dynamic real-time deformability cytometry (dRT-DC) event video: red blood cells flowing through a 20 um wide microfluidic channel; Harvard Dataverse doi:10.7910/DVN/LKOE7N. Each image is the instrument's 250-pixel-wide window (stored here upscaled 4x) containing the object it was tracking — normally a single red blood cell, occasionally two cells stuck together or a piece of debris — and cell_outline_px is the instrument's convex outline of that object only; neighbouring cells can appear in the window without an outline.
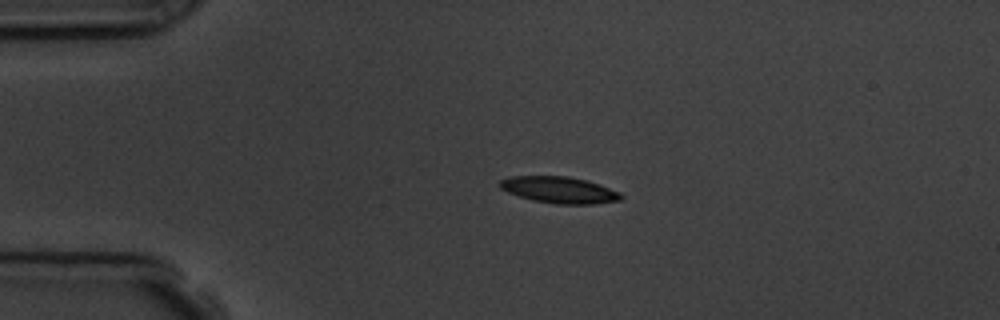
{"species": "common noctule bat (a hibernating species)", "species_latin": "Nyctalus noctula", "temperature_condition": "room temperature", "stored_images_in_passage": 4, "camera_frame_rate_fps": 3000, "um_per_image_px": 0.085, "animal": {"sex": "male", "body_mass_g": 19.5, "forearm_length_mm": 54.6}, "frame": {"image": 1, "passage_image": 3, "time_ms": 2.333, "image_size_px": [1000, 320], "cell_outline_px": [[624, 196], [620, 200], [592, 204], [556, 204], [532, 200], [508, 192], [500, 188], [500, 180], [508, 176], [568, 176], [588, 180], [600, 184], [620, 192]], "centroid_in_image_um": [47.56, 16.13], "position_along_channel_um": 37.4, "area_um2": 18.79}}